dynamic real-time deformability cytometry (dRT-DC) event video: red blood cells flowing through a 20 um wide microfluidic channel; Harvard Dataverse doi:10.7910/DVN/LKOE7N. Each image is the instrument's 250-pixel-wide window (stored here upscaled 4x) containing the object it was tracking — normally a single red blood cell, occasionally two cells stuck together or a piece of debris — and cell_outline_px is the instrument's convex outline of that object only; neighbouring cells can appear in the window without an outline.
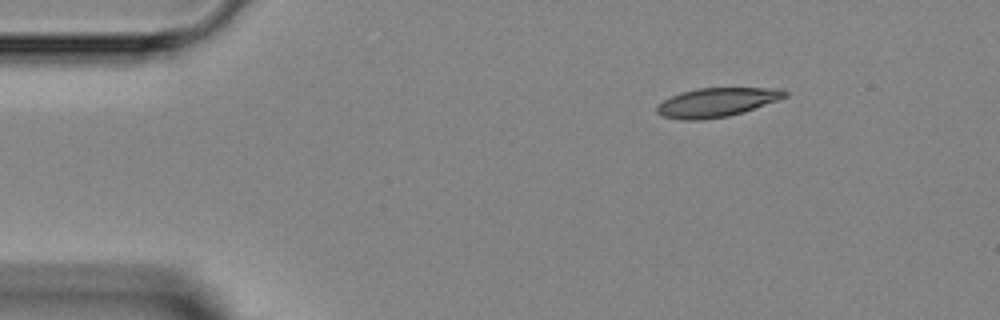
{"species": "Egyptian fruit bat (a non-hibernating species)", "species_latin": "Rousettus aegyptiacus", "temperature_condition": "room temperature", "stored_images_in_passage": 2, "camera_frame_rate_fps": 3000, "um_per_image_px": 0.085, "animal": {"sex": "female"}, "frame": {"image": 1, "passage_image": 1, "time_ms": 0.0, "image_size_px": [1000, 320], "cell_outline_px": [[788, 96], [744, 112], [728, 116], [704, 120], [680, 120], [664, 116], [656, 112], [656, 104], [680, 92], [696, 88], [784, 88], [788, 92]], "centroid_in_image_um": [60.92, 8.7], "position_along_channel_um": 24.1, "area_um2": 21.79}}